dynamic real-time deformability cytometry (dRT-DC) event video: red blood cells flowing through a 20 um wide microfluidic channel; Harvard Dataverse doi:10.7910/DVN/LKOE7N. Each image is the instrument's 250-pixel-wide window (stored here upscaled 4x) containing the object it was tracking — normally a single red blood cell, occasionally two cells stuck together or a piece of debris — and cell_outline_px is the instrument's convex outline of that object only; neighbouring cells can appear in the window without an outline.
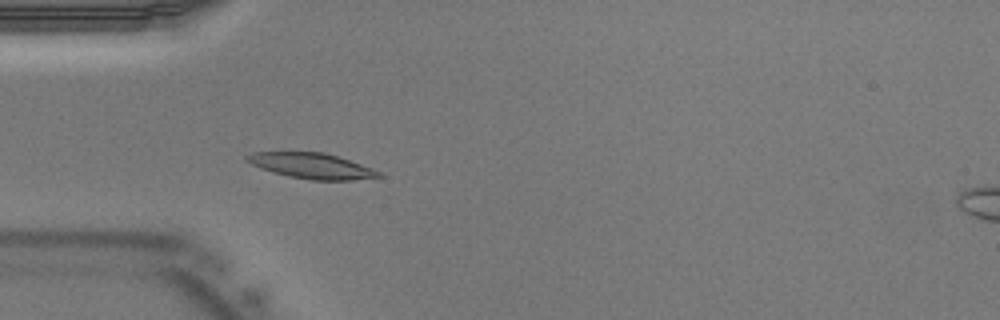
{"species": "Egyptian fruit bat (a non-hibernating species)", "species_latin": "Rousettus aegyptiacus", "temperature_condition": "warm", "stored_images_in_passage": 42, "camera_frame_rate_fps": 3000, "um_per_image_px": 0.085, "animal": {"sex": "male"}, "frame": {"image": 1, "passage_image": 13, "time_ms": 4.0, "image_size_px": [1000, 320], "cell_outline_px": [[384, 176], [352, 180], [312, 180], [288, 176], [260, 168], [244, 160], [244, 156], [252, 152], [324, 152], [372, 168], [380, 172]], "centroid_in_image_um": [26.46, 14.09], "position_along_channel_um": 58.5, "area_um2": 19.48}}